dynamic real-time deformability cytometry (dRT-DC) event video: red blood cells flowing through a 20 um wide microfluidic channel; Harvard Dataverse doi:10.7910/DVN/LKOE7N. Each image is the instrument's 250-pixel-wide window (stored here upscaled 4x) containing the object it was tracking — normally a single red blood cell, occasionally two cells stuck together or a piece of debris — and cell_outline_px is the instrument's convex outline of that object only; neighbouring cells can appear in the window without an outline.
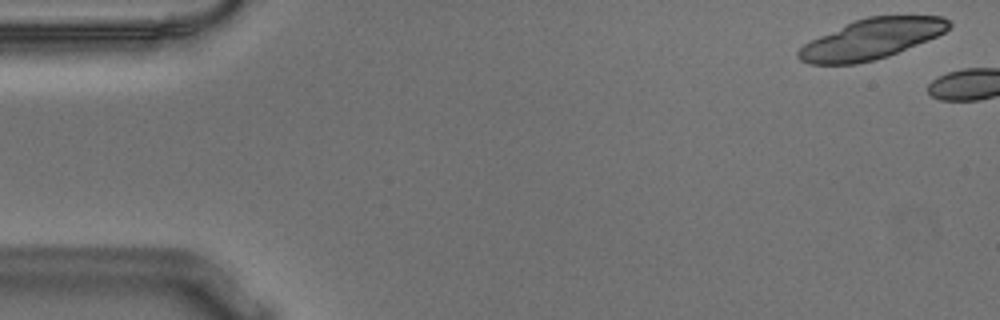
{"species": "Egyptian fruit bat (a non-hibernating species)", "species_latin": "Rousettus aegyptiacus", "temperature_condition": "warm", "stored_images_in_passage": 5, "camera_frame_rate_fps": 3000, "um_per_image_px": 0.085, "animal": {"sex": "male"}, "frame": {"image": 1, "passage_image": 2, "time_ms": 0.333, "image_size_px": [1000, 320], "cell_outline_px": [[952, 24], [944, 32], [928, 40], [888, 56], [856, 64], [808, 64], [800, 60], [796, 56], [796, 52], [804, 44], [820, 36], [856, 20], [868, 16], [944, 16]], "centroid_in_image_um": [74.07, 3.32], "position_along_channel_um": 10.9, "area_um2": 34.8}}